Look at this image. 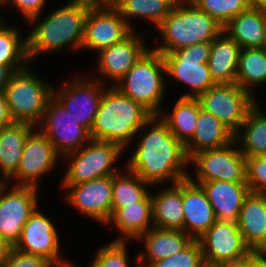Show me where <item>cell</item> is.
Returning <instances> with one entry per match:
<instances>
[{"instance_id":"obj_43","label":"cell","mask_w":266,"mask_h":267,"mask_svg":"<svg viewBox=\"0 0 266 267\" xmlns=\"http://www.w3.org/2000/svg\"><path fill=\"white\" fill-rule=\"evenodd\" d=\"M14 73L15 72L9 66L0 64V93L5 91V88Z\"/></svg>"},{"instance_id":"obj_47","label":"cell","mask_w":266,"mask_h":267,"mask_svg":"<svg viewBox=\"0 0 266 267\" xmlns=\"http://www.w3.org/2000/svg\"><path fill=\"white\" fill-rule=\"evenodd\" d=\"M252 267H266V260L259 257L254 251H252Z\"/></svg>"},{"instance_id":"obj_6","label":"cell","mask_w":266,"mask_h":267,"mask_svg":"<svg viewBox=\"0 0 266 267\" xmlns=\"http://www.w3.org/2000/svg\"><path fill=\"white\" fill-rule=\"evenodd\" d=\"M29 64L15 72L5 88V97L13 122L28 123L37 127L43 118L54 84L45 81Z\"/></svg>"},{"instance_id":"obj_17","label":"cell","mask_w":266,"mask_h":267,"mask_svg":"<svg viewBox=\"0 0 266 267\" xmlns=\"http://www.w3.org/2000/svg\"><path fill=\"white\" fill-rule=\"evenodd\" d=\"M53 220L37 207L23 226L19 241L13 247L18 251L46 258L53 265L69 264L61 251L60 232Z\"/></svg>"},{"instance_id":"obj_23","label":"cell","mask_w":266,"mask_h":267,"mask_svg":"<svg viewBox=\"0 0 266 267\" xmlns=\"http://www.w3.org/2000/svg\"><path fill=\"white\" fill-rule=\"evenodd\" d=\"M202 186L217 220L237 223L245 198L251 192L246 182H194Z\"/></svg>"},{"instance_id":"obj_48","label":"cell","mask_w":266,"mask_h":267,"mask_svg":"<svg viewBox=\"0 0 266 267\" xmlns=\"http://www.w3.org/2000/svg\"><path fill=\"white\" fill-rule=\"evenodd\" d=\"M259 257L266 260V239L253 250Z\"/></svg>"},{"instance_id":"obj_30","label":"cell","mask_w":266,"mask_h":267,"mask_svg":"<svg viewBox=\"0 0 266 267\" xmlns=\"http://www.w3.org/2000/svg\"><path fill=\"white\" fill-rule=\"evenodd\" d=\"M260 105L258 100L234 135L245 157L266 155V111Z\"/></svg>"},{"instance_id":"obj_54","label":"cell","mask_w":266,"mask_h":267,"mask_svg":"<svg viewBox=\"0 0 266 267\" xmlns=\"http://www.w3.org/2000/svg\"><path fill=\"white\" fill-rule=\"evenodd\" d=\"M204 267H221V266H209V265H205Z\"/></svg>"},{"instance_id":"obj_10","label":"cell","mask_w":266,"mask_h":267,"mask_svg":"<svg viewBox=\"0 0 266 267\" xmlns=\"http://www.w3.org/2000/svg\"><path fill=\"white\" fill-rule=\"evenodd\" d=\"M84 74L81 72L76 76L72 74L70 79L59 85L60 87L54 85L53 96L79 124L90 132L108 85L89 76V73Z\"/></svg>"},{"instance_id":"obj_1","label":"cell","mask_w":266,"mask_h":267,"mask_svg":"<svg viewBox=\"0 0 266 267\" xmlns=\"http://www.w3.org/2000/svg\"><path fill=\"white\" fill-rule=\"evenodd\" d=\"M135 146L124 166L154 185L176 184L188 178L189 158L185 146L175 138L167 124L153 115L137 132ZM139 137V138H138Z\"/></svg>"},{"instance_id":"obj_24","label":"cell","mask_w":266,"mask_h":267,"mask_svg":"<svg viewBox=\"0 0 266 267\" xmlns=\"http://www.w3.org/2000/svg\"><path fill=\"white\" fill-rule=\"evenodd\" d=\"M159 188L155 192L151 189L153 226L183 231L182 180Z\"/></svg>"},{"instance_id":"obj_5","label":"cell","mask_w":266,"mask_h":267,"mask_svg":"<svg viewBox=\"0 0 266 267\" xmlns=\"http://www.w3.org/2000/svg\"><path fill=\"white\" fill-rule=\"evenodd\" d=\"M166 80L163 56L150 48L114 86L152 115H159L166 112L162 107L167 91Z\"/></svg>"},{"instance_id":"obj_4","label":"cell","mask_w":266,"mask_h":267,"mask_svg":"<svg viewBox=\"0 0 266 267\" xmlns=\"http://www.w3.org/2000/svg\"><path fill=\"white\" fill-rule=\"evenodd\" d=\"M155 31L159 36L151 48L170 53L197 43L212 42L223 31V26L193 3L177 2Z\"/></svg>"},{"instance_id":"obj_20","label":"cell","mask_w":266,"mask_h":267,"mask_svg":"<svg viewBox=\"0 0 266 267\" xmlns=\"http://www.w3.org/2000/svg\"><path fill=\"white\" fill-rule=\"evenodd\" d=\"M183 231L198 239L216 221V215L201 185L189 178L182 180Z\"/></svg>"},{"instance_id":"obj_35","label":"cell","mask_w":266,"mask_h":267,"mask_svg":"<svg viewBox=\"0 0 266 267\" xmlns=\"http://www.w3.org/2000/svg\"><path fill=\"white\" fill-rule=\"evenodd\" d=\"M156 187L158 188V185L152 186L123 167L121 171L112 175V214L119 207L141 202L151 189Z\"/></svg>"},{"instance_id":"obj_38","label":"cell","mask_w":266,"mask_h":267,"mask_svg":"<svg viewBox=\"0 0 266 267\" xmlns=\"http://www.w3.org/2000/svg\"><path fill=\"white\" fill-rule=\"evenodd\" d=\"M200 243L193 239L184 249L162 260L152 262L148 267H204Z\"/></svg>"},{"instance_id":"obj_22","label":"cell","mask_w":266,"mask_h":267,"mask_svg":"<svg viewBox=\"0 0 266 267\" xmlns=\"http://www.w3.org/2000/svg\"><path fill=\"white\" fill-rule=\"evenodd\" d=\"M104 227L117 230L113 241L135 242L142 234L153 228L151 192L135 204L119 207Z\"/></svg>"},{"instance_id":"obj_16","label":"cell","mask_w":266,"mask_h":267,"mask_svg":"<svg viewBox=\"0 0 266 267\" xmlns=\"http://www.w3.org/2000/svg\"><path fill=\"white\" fill-rule=\"evenodd\" d=\"M63 199L79 214L105 226L112 216V175L75 185H59Z\"/></svg>"},{"instance_id":"obj_46","label":"cell","mask_w":266,"mask_h":267,"mask_svg":"<svg viewBox=\"0 0 266 267\" xmlns=\"http://www.w3.org/2000/svg\"><path fill=\"white\" fill-rule=\"evenodd\" d=\"M120 0H88L92 6L115 7Z\"/></svg>"},{"instance_id":"obj_51","label":"cell","mask_w":266,"mask_h":267,"mask_svg":"<svg viewBox=\"0 0 266 267\" xmlns=\"http://www.w3.org/2000/svg\"><path fill=\"white\" fill-rule=\"evenodd\" d=\"M194 0H176V2H190L192 3Z\"/></svg>"},{"instance_id":"obj_49","label":"cell","mask_w":266,"mask_h":267,"mask_svg":"<svg viewBox=\"0 0 266 267\" xmlns=\"http://www.w3.org/2000/svg\"><path fill=\"white\" fill-rule=\"evenodd\" d=\"M252 6L260 9L266 16V0H252Z\"/></svg>"},{"instance_id":"obj_31","label":"cell","mask_w":266,"mask_h":267,"mask_svg":"<svg viewBox=\"0 0 266 267\" xmlns=\"http://www.w3.org/2000/svg\"><path fill=\"white\" fill-rule=\"evenodd\" d=\"M176 3V0H120L115 8L132 31H138L135 28L136 25L133 24L134 19L149 22L148 24L155 30L172 11Z\"/></svg>"},{"instance_id":"obj_14","label":"cell","mask_w":266,"mask_h":267,"mask_svg":"<svg viewBox=\"0 0 266 267\" xmlns=\"http://www.w3.org/2000/svg\"><path fill=\"white\" fill-rule=\"evenodd\" d=\"M37 128L53 144L61 156L77 151L90 140V132L75 120L64 106L52 96Z\"/></svg>"},{"instance_id":"obj_50","label":"cell","mask_w":266,"mask_h":267,"mask_svg":"<svg viewBox=\"0 0 266 267\" xmlns=\"http://www.w3.org/2000/svg\"><path fill=\"white\" fill-rule=\"evenodd\" d=\"M75 263V261L73 262H70L69 264H66L64 267H81V266H79V265H77L76 263Z\"/></svg>"},{"instance_id":"obj_8","label":"cell","mask_w":266,"mask_h":267,"mask_svg":"<svg viewBox=\"0 0 266 267\" xmlns=\"http://www.w3.org/2000/svg\"><path fill=\"white\" fill-rule=\"evenodd\" d=\"M211 42L197 43L182 49L161 53L166 68V85L169 82L183 84L187 89L180 97L197 98L216 85L211 77L208 60ZM171 80V81H170Z\"/></svg>"},{"instance_id":"obj_12","label":"cell","mask_w":266,"mask_h":267,"mask_svg":"<svg viewBox=\"0 0 266 267\" xmlns=\"http://www.w3.org/2000/svg\"><path fill=\"white\" fill-rule=\"evenodd\" d=\"M39 192L37 188L0 182V237L13 247L24 224L41 204Z\"/></svg>"},{"instance_id":"obj_37","label":"cell","mask_w":266,"mask_h":267,"mask_svg":"<svg viewBox=\"0 0 266 267\" xmlns=\"http://www.w3.org/2000/svg\"><path fill=\"white\" fill-rule=\"evenodd\" d=\"M192 3L223 27L239 13L252 6V0H194Z\"/></svg>"},{"instance_id":"obj_40","label":"cell","mask_w":266,"mask_h":267,"mask_svg":"<svg viewBox=\"0 0 266 267\" xmlns=\"http://www.w3.org/2000/svg\"><path fill=\"white\" fill-rule=\"evenodd\" d=\"M53 264L46 258L24 253L12 248L8 258L1 267H51Z\"/></svg>"},{"instance_id":"obj_19","label":"cell","mask_w":266,"mask_h":267,"mask_svg":"<svg viewBox=\"0 0 266 267\" xmlns=\"http://www.w3.org/2000/svg\"><path fill=\"white\" fill-rule=\"evenodd\" d=\"M131 32L132 29L115 7L91 6L85 21L81 51L89 50L96 54L121 42Z\"/></svg>"},{"instance_id":"obj_29","label":"cell","mask_w":266,"mask_h":267,"mask_svg":"<svg viewBox=\"0 0 266 267\" xmlns=\"http://www.w3.org/2000/svg\"><path fill=\"white\" fill-rule=\"evenodd\" d=\"M237 225L251 251L266 239V195L249 193L240 210Z\"/></svg>"},{"instance_id":"obj_27","label":"cell","mask_w":266,"mask_h":267,"mask_svg":"<svg viewBox=\"0 0 266 267\" xmlns=\"http://www.w3.org/2000/svg\"><path fill=\"white\" fill-rule=\"evenodd\" d=\"M28 123L13 122L0 129V182L16 173L28 135L35 129Z\"/></svg>"},{"instance_id":"obj_2","label":"cell","mask_w":266,"mask_h":267,"mask_svg":"<svg viewBox=\"0 0 266 267\" xmlns=\"http://www.w3.org/2000/svg\"><path fill=\"white\" fill-rule=\"evenodd\" d=\"M92 5L88 0H67L53 11L31 18L26 35L27 57L30 64L43 54H58L62 50L79 53L84 39L85 21ZM42 17V18H41ZM61 50V51H60Z\"/></svg>"},{"instance_id":"obj_41","label":"cell","mask_w":266,"mask_h":267,"mask_svg":"<svg viewBox=\"0 0 266 267\" xmlns=\"http://www.w3.org/2000/svg\"><path fill=\"white\" fill-rule=\"evenodd\" d=\"M49 0H5L2 8L4 9L6 6L14 7L15 11L19 12L26 23L31 19L34 18L44 10H47L46 3Z\"/></svg>"},{"instance_id":"obj_42","label":"cell","mask_w":266,"mask_h":267,"mask_svg":"<svg viewBox=\"0 0 266 267\" xmlns=\"http://www.w3.org/2000/svg\"><path fill=\"white\" fill-rule=\"evenodd\" d=\"M13 123L10 116L5 93H0V129Z\"/></svg>"},{"instance_id":"obj_52","label":"cell","mask_w":266,"mask_h":267,"mask_svg":"<svg viewBox=\"0 0 266 267\" xmlns=\"http://www.w3.org/2000/svg\"><path fill=\"white\" fill-rule=\"evenodd\" d=\"M66 264H62V265H52L51 267H64Z\"/></svg>"},{"instance_id":"obj_34","label":"cell","mask_w":266,"mask_h":267,"mask_svg":"<svg viewBox=\"0 0 266 267\" xmlns=\"http://www.w3.org/2000/svg\"><path fill=\"white\" fill-rule=\"evenodd\" d=\"M236 84L257 98V86L266 85V48L240 49Z\"/></svg>"},{"instance_id":"obj_26","label":"cell","mask_w":266,"mask_h":267,"mask_svg":"<svg viewBox=\"0 0 266 267\" xmlns=\"http://www.w3.org/2000/svg\"><path fill=\"white\" fill-rule=\"evenodd\" d=\"M239 44L225 31H222L212 42L207 62L211 77L216 84H235Z\"/></svg>"},{"instance_id":"obj_13","label":"cell","mask_w":266,"mask_h":267,"mask_svg":"<svg viewBox=\"0 0 266 267\" xmlns=\"http://www.w3.org/2000/svg\"><path fill=\"white\" fill-rule=\"evenodd\" d=\"M62 157L53 144L36 127L27 137L21 160L15 175L8 183L40 189L39 182L59 165ZM46 175V176H45Z\"/></svg>"},{"instance_id":"obj_15","label":"cell","mask_w":266,"mask_h":267,"mask_svg":"<svg viewBox=\"0 0 266 267\" xmlns=\"http://www.w3.org/2000/svg\"><path fill=\"white\" fill-rule=\"evenodd\" d=\"M140 32L132 31L121 42L96 53V75L92 72L89 76L94 75L100 82L114 86L150 48L144 39V35L150 33Z\"/></svg>"},{"instance_id":"obj_21","label":"cell","mask_w":266,"mask_h":267,"mask_svg":"<svg viewBox=\"0 0 266 267\" xmlns=\"http://www.w3.org/2000/svg\"><path fill=\"white\" fill-rule=\"evenodd\" d=\"M193 239L182 230L150 228L134 243H142L138 254V266L148 267L152 262L173 256L184 249Z\"/></svg>"},{"instance_id":"obj_39","label":"cell","mask_w":266,"mask_h":267,"mask_svg":"<svg viewBox=\"0 0 266 267\" xmlns=\"http://www.w3.org/2000/svg\"><path fill=\"white\" fill-rule=\"evenodd\" d=\"M246 183L252 193L266 195V155L246 157Z\"/></svg>"},{"instance_id":"obj_36","label":"cell","mask_w":266,"mask_h":267,"mask_svg":"<svg viewBox=\"0 0 266 267\" xmlns=\"http://www.w3.org/2000/svg\"><path fill=\"white\" fill-rule=\"evenodd\" d=\"M132 241H110L104 245H101L97 248V252L93 258L90 267H132V263L135 264V267L138 266V254H135L134 260L132 262L129 258V244ZM134 267V266H133Z\"/></svg>"},{"instance_id":"obj_11","label":"cell","mask_w":266,"mask_h":267,"mask_svg":"<svg viewBox=\"0 0 266 267\" xmlns=\"http://www.w3.org/2000/svg\"><path fill=\"white\" fill-rule=\"evenodd\" d=\"M201 108L214 115L234 134L258 99L235 84H216L197 97Z\"/></svg>"},{"instance_id":"obj_28","label":"cell","mask_w":266,"mask_h":267,"mask_svg":"<svg viewBox=\"0 0 266 267\" xmlns=\"http://www.w3.org/2000/svg\"><path fill=\"white\" fill-rule=\"evenodd\" d=\"M234 133L214 115L204 111L199 103L196 129L192 138L184 145L190 158L196 152L225 146L234 140Z\"/></svg>"},{"instance_id":"obj_32","label":"cell","mask_w":266,"mask_h":267,"mask_svg":"<svg viewBox=\"0 0 266 267\" xmlns=\"http://www.w3.org/2000/svg\"><path fill=\"white\" fill-rule=\"evenodd\" d=\"M171 111H162L159 117L167 124L168 128L183 145L193 136L199 113V101L197 98L179 97Z\"/></svg>"},{"instance_id":"obj_45","label":"cell","mask_w":266,"mask_h":267,"mask_svg":"<svg viewBox=\"0 0 266 267\" xmlns=\"http://www.w3.org/2000/svg\"><path fill=\"white\" fill-rule=\"evenodd\" d=\"M221 267H252V251L247 257L223 264Z\"/></svg>"},{"instance_id":"obj_53","label":"cell","mask_w":266,"mask_h":267,"mask_svg":"<svg viewBox=\"0 0 266 267\" xmlns=\"http://www.w3.org/2000/svg\"><path fill=\"white\" fill-rule=\"evenodd\" d=\"M5 0H0V9H2L1 7L3 6Z\"/></svg>"},{"instance_id":"obj_44","label":"cell","mask_w":266,"mask_h":267,"mask_svg":"<svg viewBox=\"0 0 266 267\" xmlns=\"http://www.w3.org/2000/svg\"><path fill=\"white\" fill-rule=\"evenodd\" d=\"M13 246L0 237V267L3 262L8 258Z\"/></svg>"},{"instance_id":"obj_25","label":"cell","mask_w":266,"mask_h":267,"mask_svg":"<svg viewBox=\"0 0 266 267\" xmlns=\"http://www.w3.org/2000/svg\"><path fill=\"white\" fill-rule=\"evenodd\" d=\"M241 49L266 48V16L251 6L231 19L224 27Z\"/></svg>"},{"instance_id":"obj_9","label":"cell","mask_w":266,"mask_h":267,"mask_svg":"<svg viewBox=\"0 0 266 267\" xmlns=\"http://www.w3.org/2000/svg\"><path fill=\"white\" fill-rule=\"evenodd\" d=\"M188 178L192 182H246V157L235 139L222 147L196 152L189 158ZM192 172V173H191Z\"/></svg>"},{"instance_id":"obj_33","label":"cell","mask_w":266,"mask_h":267,"mask_svg":"<svg viewBox=\"0 0 266 267\" xmlns=\"http://www.w3.org/2000/svg\"><path fill=\"white\" fill-rule=\"evenodd\" d=\"M16 25L5 21L0 14V64L9 66L14 72L25 69L29 64L27 40Z\"/></svg>"},{"instance_id":"obj_18","label":"cell","mask_w":266,"mask_h":267,"mask_svg":"<svg viewBox=\"0 0 266 267\" xmlns=\"http://www.w3.org/2000/svg\"><path fill=\"white\" fill-rule=\"evenodd\" d=\"M205 265L221 266L241 260L251 253L237 223L217 220L198 239Z\"/></svg>"},{"instance_id":"obj_3","label":"cell","mask_w":266,"mask_h":267,"mask_svg":"<svg viewBox=\"0 0 266 267\" xmlns=\"http://www.w3.org/2000/svg\"><path fill=\"white\" fill-rule=\"evenodd\" d=\"M153 115L115 86H107L90 131L94 140L119 145L127 153L137 132Z\"/></svg>"},{"instance_id":"obj_7","label":"cell","mask_w":266,"mask_h":267,"mask_svg":"<svg viewBox=\"0 0 266 267\" xmlns=\"http://www.w3.org/2000/svg\"><path fill=\"white\" fill-rule=\"evenodd\" d=\"M124 152L117 144L91 139L81 149L62 157V163H65L63 166H67L59 185L81 184L115 175L121 171V165L118 169L116 164Z\"/></svg>"}]
</instances>
